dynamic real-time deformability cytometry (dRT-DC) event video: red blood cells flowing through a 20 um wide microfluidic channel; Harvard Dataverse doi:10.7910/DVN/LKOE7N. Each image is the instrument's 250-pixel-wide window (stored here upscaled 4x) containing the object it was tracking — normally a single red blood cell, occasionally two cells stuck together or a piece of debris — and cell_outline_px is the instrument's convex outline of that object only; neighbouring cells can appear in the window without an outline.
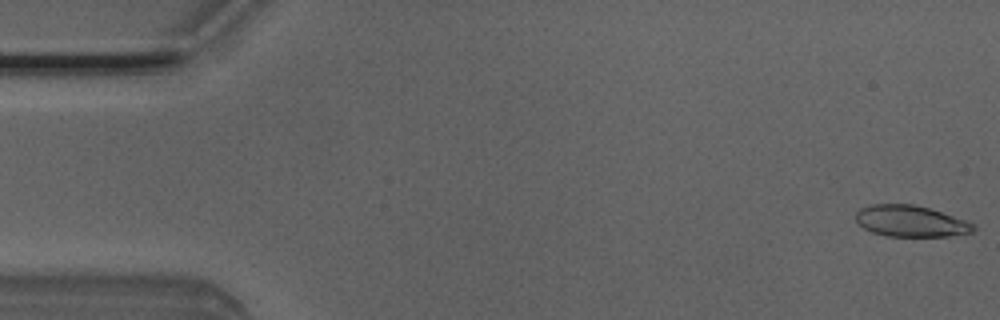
{"species": "Egyptian fruit bat (a non-hibernating species)", "species_latin": "Rousettus aegyptiacus", "temperature_condition": "room temperature", "stored_images_in_passage": 4, "camera_frame_rate_fps": 3000, "um_per_image_px": 0.085, "animal": {"sex": "male"}, "frame": {"image": 1, "passage_image": 1, "time_ms": 0.0, "image_size_px": [1000, 320], "cell_outline_px": [[976, 228], [972, 232], [948, 236], [888, 236], [872, 232], [864, 228], [856, 220], [856, 212], [860, 208], [868, 204], [912, 204], [928, 208], [968, 220], [976, 224]], "centroid_in_image_um": [77.43, 18.79], "position_along_channel_um": 7.6, "area_um2": 21.5}}